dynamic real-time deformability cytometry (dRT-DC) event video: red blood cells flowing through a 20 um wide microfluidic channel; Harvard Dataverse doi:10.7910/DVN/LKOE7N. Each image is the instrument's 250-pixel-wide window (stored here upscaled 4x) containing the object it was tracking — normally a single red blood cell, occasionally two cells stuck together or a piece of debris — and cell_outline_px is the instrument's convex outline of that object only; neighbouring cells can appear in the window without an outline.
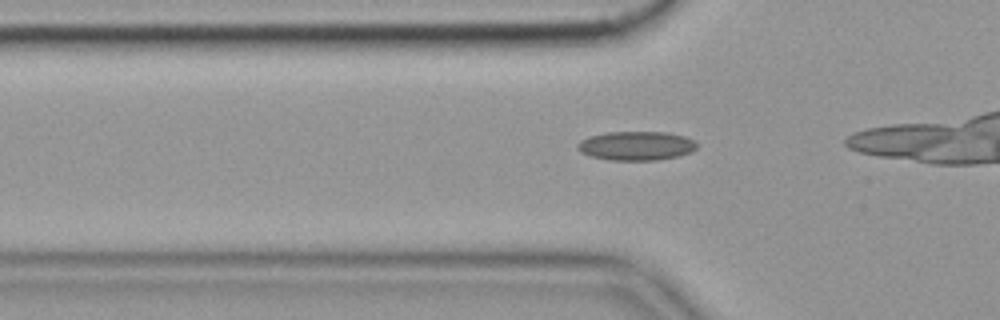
{"species": "common noctule bat (a hibernating species)", "species_latin": "Nyctalus noctula", "temperature_condition": "cold", "stored_images_in_passage": 13, "camera_frame_rate_fps": 3000, "um_per_image_px": 0.085, "animal": {"sex": "female", "body_mass_g": 19.9}, "frame": {"image": 1, "passage_image": 11, "time_ms": 3.333, "image_size_px": [1000, 320], "cell_outline_px": [[696, 148], [692, 152], [680, 156], [656, 160], [608, 160], [592, 156], [580, 152], [576, 148], [576, 144], [580, 140], [588, 136], [608, 132], [668, 132], [684, 136], [696, 140]], "centroid_in_image_um": [54.08, 12.39], "position_along_channel_um": 71.7, "area_um2": 20.4}}